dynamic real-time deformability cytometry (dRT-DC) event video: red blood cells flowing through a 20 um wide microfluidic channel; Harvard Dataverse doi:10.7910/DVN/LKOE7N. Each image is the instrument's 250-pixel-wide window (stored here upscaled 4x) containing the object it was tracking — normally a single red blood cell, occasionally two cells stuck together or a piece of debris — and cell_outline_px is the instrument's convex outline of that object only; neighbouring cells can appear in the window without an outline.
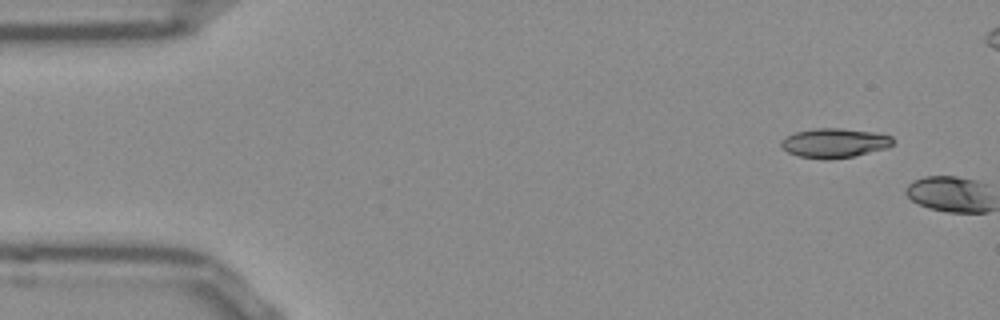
{"species": "Egyptian fruit bat (a non-hibernating species)", "species_latin": "Rousettus aegyptiacus", "temperature_condition": "room temperature", "stored_images_in_passage": 2, "camera_frame_rate_fps": 3000, "um_per_image_px": 0.085, "frame": {"image": 1, "passage_image": 1, "time_ms": 0.0, "image_size_px": [1000, 320], "cell_outline_px": [[892, 144], [888, 148], [852, 156], [828, 160], [824, 160], [800, 156], [788, 152], [780, 144], [780, 140], [796, 132], [820, 128], [840, 128], [872, 132], [892, 136]], "centroid_in_image_um": [70.93, 12.16], "position_along_channel_um": 14.1, "area_um2": 18.9}}